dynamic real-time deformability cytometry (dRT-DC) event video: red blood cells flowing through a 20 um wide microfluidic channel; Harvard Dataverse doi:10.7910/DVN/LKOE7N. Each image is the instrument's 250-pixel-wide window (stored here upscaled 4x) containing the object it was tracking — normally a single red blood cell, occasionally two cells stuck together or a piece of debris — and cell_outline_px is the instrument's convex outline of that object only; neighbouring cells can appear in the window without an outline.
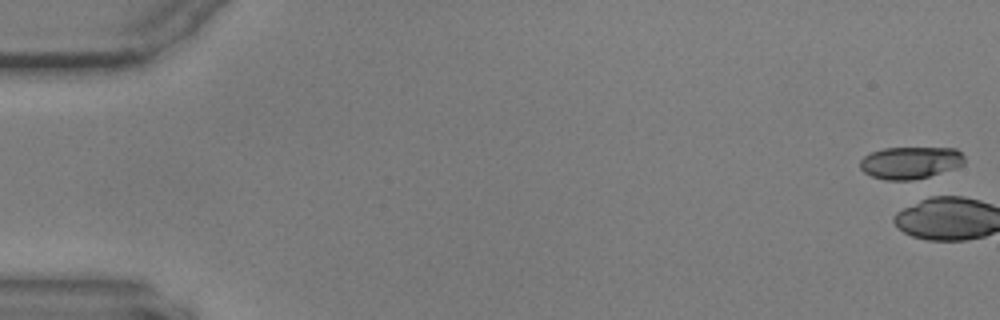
{"species": "common noctule bat (a hibernating species)", "species_latin": "Nyctalus noctula", "temperature_condition": "warm", "stored_images_in_passage": 3, "camera_frame_rate_fps": 3000, "um_per_image_px": 0.085, "animal": {"sex": "male", "body_mass_g": 17.9, "forearm_length_mm": 54.2}, "frame": {"image": 1, "passage_image": 1, "time_ms": 0.0, "image_size_px": [1000, 320], "cell_outline_px": [[964, 164], [956, 168], [928, 176], [912, 180], [884, 180], [872, 176], [864, 172], [860, 168], [860, 160], [864, 156], [872, 152], [884, 148], [956, 148], [964, 156]], "centroid_in_image_um": [77.38, 13.82], "position_along_channel_um": 7.6, "area_um2": 19.54}}